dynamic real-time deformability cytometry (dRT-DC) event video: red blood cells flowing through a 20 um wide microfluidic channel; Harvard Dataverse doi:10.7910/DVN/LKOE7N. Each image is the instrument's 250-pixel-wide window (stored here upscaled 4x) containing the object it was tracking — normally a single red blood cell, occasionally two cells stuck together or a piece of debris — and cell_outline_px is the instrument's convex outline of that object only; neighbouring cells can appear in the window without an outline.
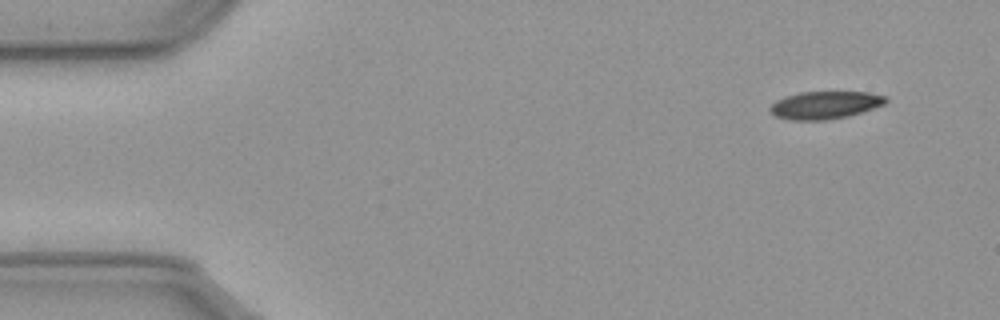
{"species": "common noctule bat (a hibernating species)", "species_latin": "Nyctalus noctula", "temperature_condition": "cold", "stored_images_in_passage": 53, "camera_frame_rate_fps": 3000, "um_per_image_px": 0.085, "animal": {"sex": "male", "body_mass_g": 23.1, "forearm_length_mm": 52.7}, "frame": {"image": 1, "passage_image": 1, "time_ms": 0.0, "image_size_px": [1000, 320], "cell_outline_px": [[888, 100], [884, 104], [848, 116], [828, 120], [792, 120], [776, 116], [768, 108], [776, 100], [784, 96], [800, 92], [868, 92], [884, 96]], "centroid_in_image_um": [70.09, 8.92], "position_along_channel_um": 14.9, "area_um2": 18.5}}
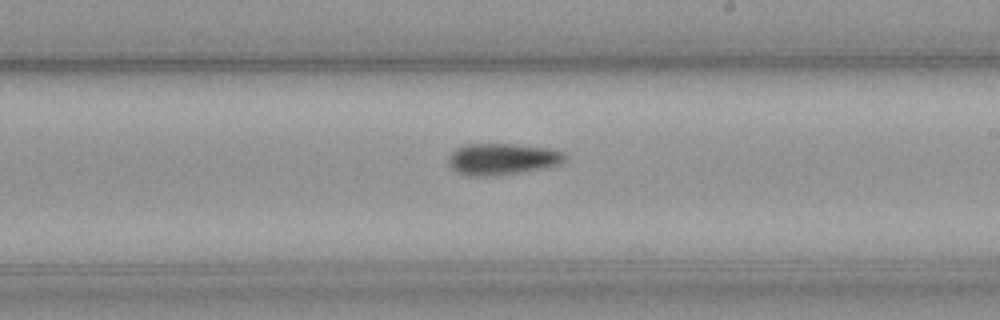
{"frame": {"image": 2, "passage_image": 29, "time_ms": 9.333, "image_size_px": [1000, 320], "cell_outline_px": [[564, 160], [560, 164], [544, 168], [520, 172], [488, 176], [468, 176], [456, 172], [448, 164], [448, 156], [456, 148], [464, 144], [512, 144], [552, 148], [560, 152], [564, 156]], "centroid_in_image_um": [42.63, 13.52], "position_along_channel_um": 246.4, "area_um2": 21.33}}
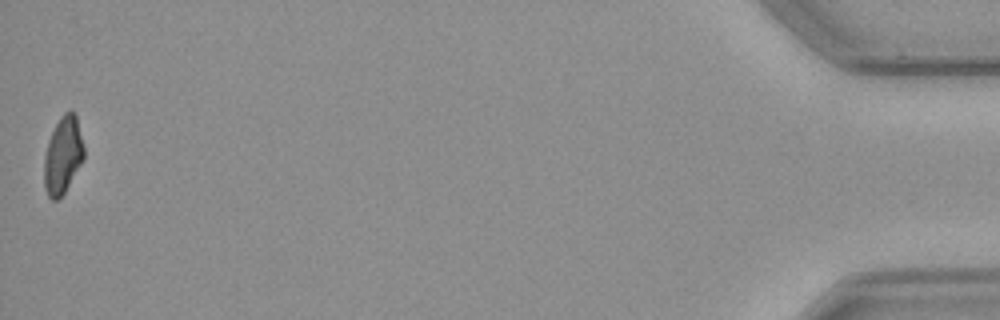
{"frame": {"image": 3, "passage_image": 53, "time_ms": 17.333, "image_size_px": [1000, 320], "cell_outline_px": [[84, 160], [64, 192], [56, 200], [52, 200], [48, 196], [44, 188], [44, 156], [48, 140], [60, 116], [64, 112], [72, 108], [76, 116], [84, 148]], "centroid_in_image_um": [5.34, 13.18], "position_along_channel_um": 429.9, "area_um2": 17.92}, "authors_computed_cell_mechanics": {"area_um2": 19.7098, "velocity_mm_per_s": 3.6007, "shape_relaxation_time_tau1_ms": 5.4202, "shape_relaxation_time_tau2_ms": null, "deformation_change_tau1": 0.1414, "deformation_change_tau2": null}}